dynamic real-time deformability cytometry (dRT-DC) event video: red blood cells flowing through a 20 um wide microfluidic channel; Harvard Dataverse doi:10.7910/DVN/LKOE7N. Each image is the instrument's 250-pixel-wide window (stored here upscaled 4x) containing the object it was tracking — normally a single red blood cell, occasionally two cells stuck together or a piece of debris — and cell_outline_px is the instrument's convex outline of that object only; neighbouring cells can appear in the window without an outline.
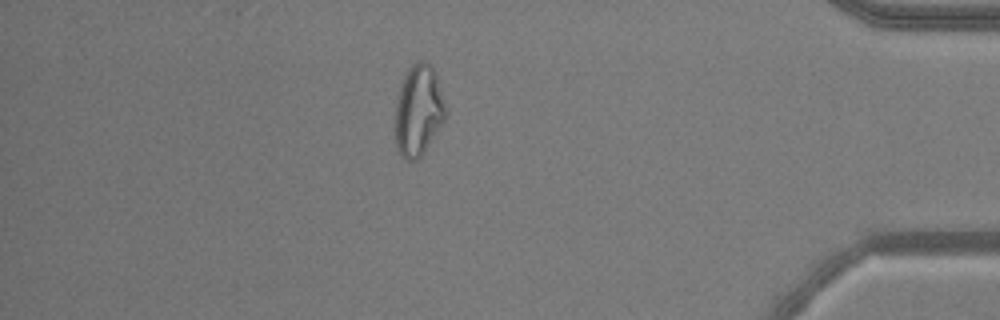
{"species": "common noctule bat (a hibernating species)", "species_latin": "Nyctalus noctula", "temperature_condition": "warm", "stored_images_in_passage": 52, "camera_frame_rate_fps": 3000, "um_per_image_px": 0.085, "animal": {"sex": "male", "body_mass_g": 20.5, "forearm_length_mm": 52.5}, "frame": {"image": 1, "passage_image": 45, "time_ms": 14.667, "image_size_px": [1000, 320], "cell_outline_px": [[448, 112], [444, 120], [420, 156], [416, 160], [408, 160], [396, 148], [396, 104], [400, 88], [404, 76], [408, 68], [416, 60], [424, 60], [432, 64]], "centroid_in_image_um": [35.58, 9.33], "position_along_channel_um": 399.6, "area_um2": 26.3}, "authors_computed_cell_mechanics": {"area_um2": 26.299, "velocity_mm_per_s": 3.8559, "shape_relaxation_time_tau1_ms": null, "shape_relaxation_time_tau2_ms": 2.0348, "deformation_change_tau1": null, "deformation_change_tau2": 0.0983}}